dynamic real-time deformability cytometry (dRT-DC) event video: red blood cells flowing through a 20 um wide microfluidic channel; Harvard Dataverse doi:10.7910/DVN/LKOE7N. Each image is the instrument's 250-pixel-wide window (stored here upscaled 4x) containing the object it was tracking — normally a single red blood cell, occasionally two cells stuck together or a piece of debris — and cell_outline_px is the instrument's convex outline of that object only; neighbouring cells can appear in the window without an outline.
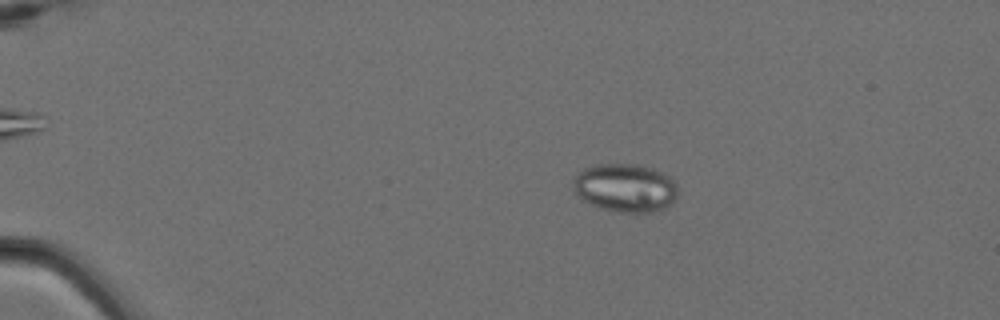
{"species": "Egyptian fruit bat (a non-hibernating species)", "species_latin": "Rousettus aegyptiacus", "temperature_condition": "cold", "stored_images_in_passage": 6, "camera_frame_rate_fps": 3000, "um_per_image_px": 0.085, "animal": {"sex": "female"}, "frame": {"image": 1, "passage_image": 3, "time_ms": 0.667, "image_size_px": [1000, 320], "cell_outline_px": [[676, 200], [668, 208], [652, 212], [616, 212], [600, 208], [576, 196], [572, 192], [572, 184], [576, 176], [584, 168], [596, 164], [636, 164], [652, 168], [668, 176], [676, 184]], "centroid_in_image_um": [53.13, 15.98], "position_along_channel_um": 31.9, "area_um2": 29.71}}